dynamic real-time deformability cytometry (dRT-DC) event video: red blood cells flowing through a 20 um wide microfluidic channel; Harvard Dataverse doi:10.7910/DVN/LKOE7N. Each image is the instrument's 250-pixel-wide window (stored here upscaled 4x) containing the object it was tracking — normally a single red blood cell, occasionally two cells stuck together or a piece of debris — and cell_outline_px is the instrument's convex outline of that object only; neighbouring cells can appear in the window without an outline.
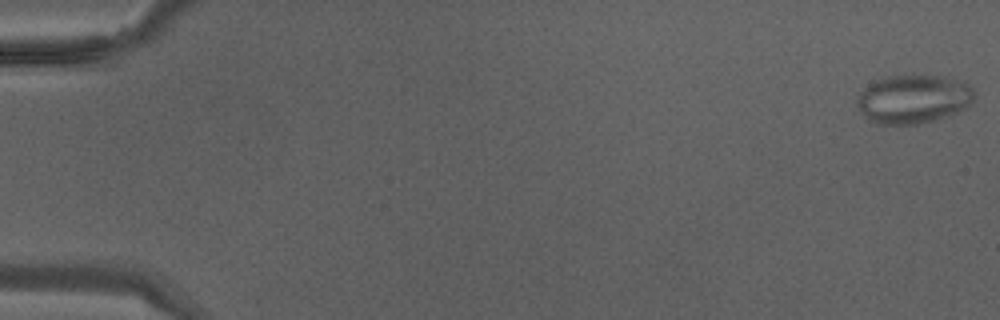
{"species": "Egyptian fruit bat (a non-hibernating species)", "species_latin": "Rousettus aegyptiacus", "temperature_condition": "warm", "stored_images_in_passage": 41, "camera_frame_rate_fps": 3000, "um_per_image_px": 0.085, "animal": {"sex": "male"}, "frame": {"image": 1, "passage_image": 1, "time_ms": 0.0, "image_size_px": [1000, 320], "cell_outline_px": [[976, 96], [964, 108], [948, 116], [916, 124], [876, 124], [860, 112], [856, 104], [856, 96], [864, 88], [888, 76], [912, 72], [940, 76], [968, 84], [976, 92]], "centroid_in_image_um": [77.62, 8.39], "position_along_channel_um": 7.4, "area_um2": 33.52}}
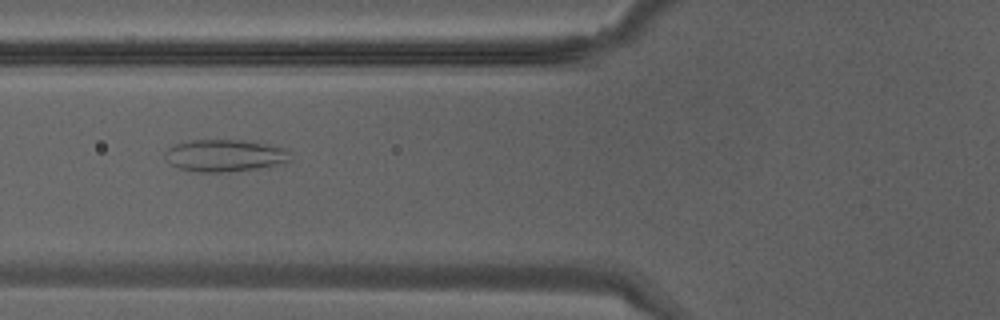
{"frame": {"image": 2, "passage_image": 17, "time_ms": 5.333, "image_size_px": [1000, 320], "cell_outline_px": [[292, 160], [276, 164], [256, 168], [228, 172], [192, 172], [180, 168], [172, 164], [164, 156], [164, 152], [172, 144], [192, 140], [244, 140], [288, 148]], "centroid_in_image_um": [19.09, 13.21], "position_along_channel_um": 106.7, "area_um2": 23.52}}
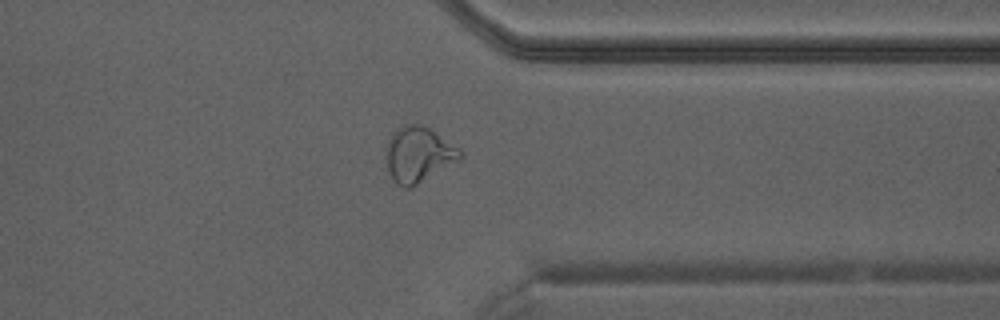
{"frame": {"image": 3, "passage_image": 33, "time_ms": 10.667, "image_size_px": [1000, 320], "cell_outline_px": [[464, 156], [460, 160], [416, 184], [408, 188], [404, 188], [396, 184], [388, 172], [384, 156], [388, 140], [400, 128], [408, 124], [420, 124], [428, 128], [460, 148], [464, 152]], "centroid_in_image_um": [35.57, 13.15], "position_along_channel_um": 375.8, "area_um2": 23.76}}